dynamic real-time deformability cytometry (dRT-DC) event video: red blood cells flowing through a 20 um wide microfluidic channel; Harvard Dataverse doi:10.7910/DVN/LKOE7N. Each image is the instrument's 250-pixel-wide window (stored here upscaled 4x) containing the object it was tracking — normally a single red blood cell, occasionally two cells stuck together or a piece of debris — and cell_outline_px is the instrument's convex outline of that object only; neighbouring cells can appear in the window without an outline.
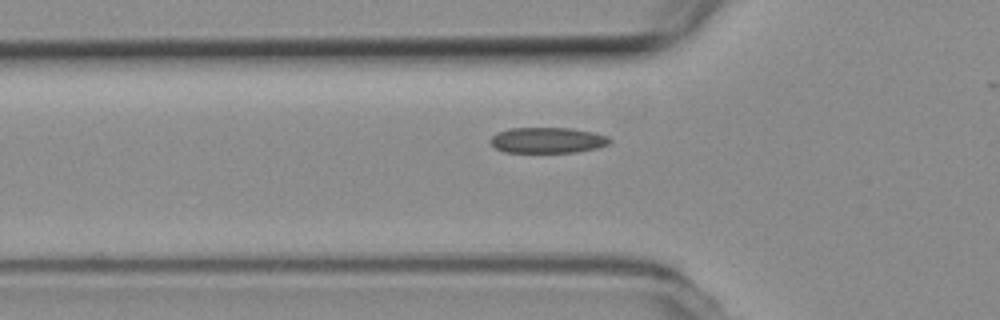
{"species": "common noctule bat (a hibernating species)", "species_latin": "Nyctalus noctula", "temperature_condition": "room temperature", "stored_images_in_passage": 24, "camera_frame_rate_fps": 3000, "um_per_image_px": 0.085, "animal": {"sex": "female", "body_mass_g": 19.3, "forearm_length_mm": 54.1}, "frame": {"image": 1, "passage_image": 2, "time_ms": 0.333, "image_size_px": [1000, 320], "cell_outline_px": [[612, 140], [608, 144], [596, 148], [576, 152], [504, 152], [496, 148], [488, 140], [496, 132], [508, 128], [572, 128], [592, 132], [608, 136]], "centroid_in_image_um": [46.51, 11.91], "position_along_channel_um": 79.3, "area_um2": 17.92}}
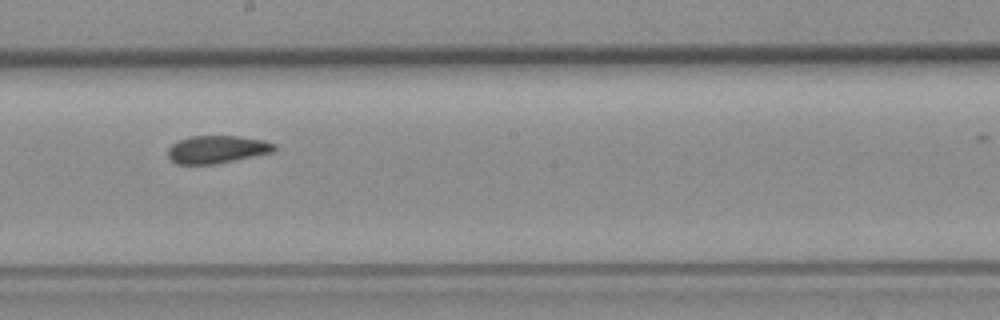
{"frame": {"image": 2, "passage_image": 14, "time_ms": 4.333, "image_size_px": [1000, 320], "cell_outline_px": [[276, 148], [272, 152], [216, 164], [176, 164], [168, 156], [168, 148], [172, 144], [180, 140], [192, 136], [240, 136], [264, 140], [276, 144]], "centroid_in_image_um": [18.45, 12.69], "position_along_channel_um": 229.8, "area_um2": 17.11}}
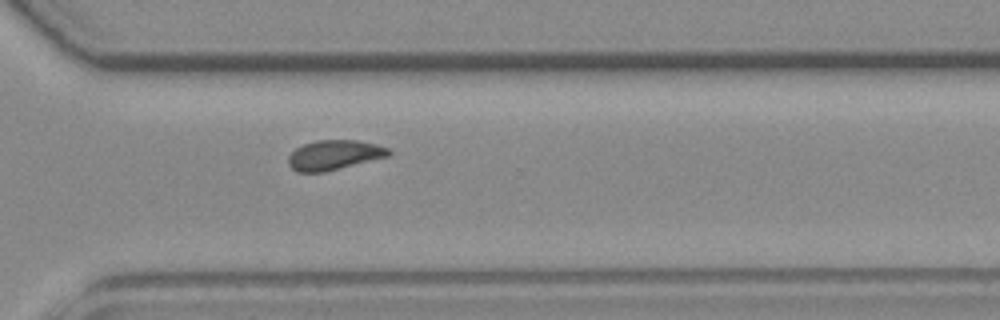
{"frame": {"image": 3, "passage_image": 23, "time_ms": 7.333, "image_size_px": [1000, 320], "cell_outline_px": [[392, 152], [388, 156], [324, 172], [296, 172], [288, 164], [288, 156], [296, 148], [304, 144], [316, 140], [356, 140], [376, 144], [388, 148]], "centroid_in_image_um": [28.38, 13.17], "position_along_channel_um": 342.2, "area_um2": 17.28}}